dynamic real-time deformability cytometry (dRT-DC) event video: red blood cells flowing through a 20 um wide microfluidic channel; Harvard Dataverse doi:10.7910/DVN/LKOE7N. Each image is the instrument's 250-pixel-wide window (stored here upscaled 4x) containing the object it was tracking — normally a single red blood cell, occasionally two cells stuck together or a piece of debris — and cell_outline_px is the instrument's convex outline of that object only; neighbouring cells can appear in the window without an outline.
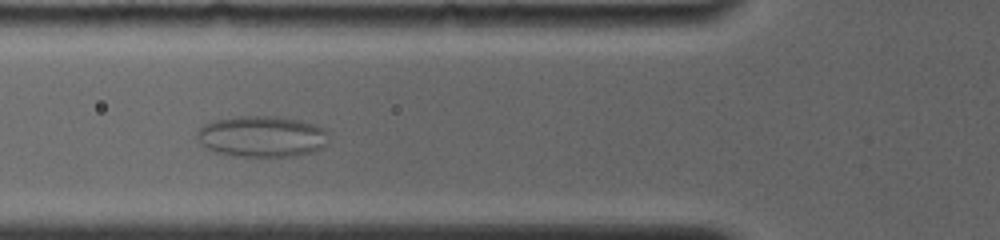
{"species": "common noctule bat (a hibernating species)", "species_latin": "Nyctalus noctula", "temperature_condition": "room temperature", "stored_images_in_passage": 36, "camera_frame_rate_fps": 4000, "um_per_image_px": 0.085, "animal": {"sex": "female", "body_mass_g": 19.0, "forearm_length_mm": 56.7}, "frame": {"image": 1, "passage_image": 9, "time_ms": 3.25, "image_size_px": [1000, 240], "cell_outline_px": [[328, 132], [324, 144], [320, 148], [308, 152], [292, 156], [232, 156], [216, 152], [200, 144], [196, 140], [196, 132], [204, 124], [212, 120], [236, 116], [276, 116], [300, 120], [316, 124], [324, 128]], "centroid_in_image_um": [22.2, 11.58], "position_along_channel_um": 103.6, "area_um2": 31.62}}
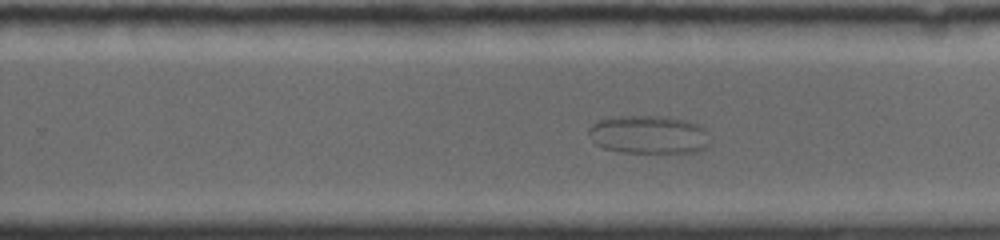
{"frame": {"image": 2, "passage_image": 21, "time_ms": 8.25, "image_size_px": [1000, 240], "cell_outline_px": [[708, 144], [700, 152], [620, 152], [604, 148], [596, 144], [592, 140], [588, 132], [588, 128], [592, 124], [600, 120], [620, 116], [664, 116], [688, 120], [704, 128]], "centroid_in_image_um": [55.12, 11.44], "position_along_channel_um": 274.7, "area_um2": 26.88}}
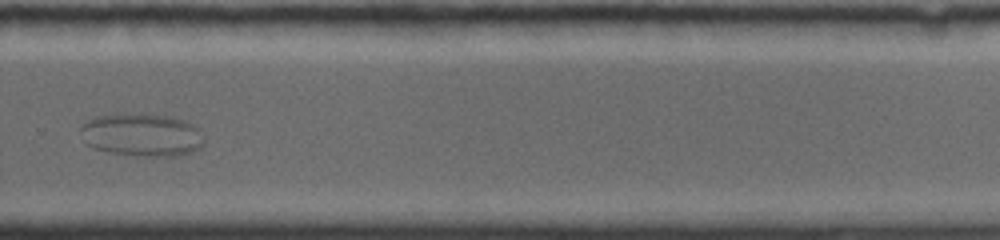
{"frame": {"image": 3, "passage_image": 24, "time_ms": 9.5, "image_size_px": [1000, 240], "cell_outline_px": [[204, 144], [200, 148], [192, 152], [176, 156], [136, 156], [108, 152], [92, 148], [88, 144], [80, 128], [80, 124], [96, 116], [140, 112], [172, 116], [188, 120], [200, 128], [204, 140]], "centroid_in_image_um": [12.12, 11.44], "position_along_channel_um": 317.7, "area_um2": 31.62}}